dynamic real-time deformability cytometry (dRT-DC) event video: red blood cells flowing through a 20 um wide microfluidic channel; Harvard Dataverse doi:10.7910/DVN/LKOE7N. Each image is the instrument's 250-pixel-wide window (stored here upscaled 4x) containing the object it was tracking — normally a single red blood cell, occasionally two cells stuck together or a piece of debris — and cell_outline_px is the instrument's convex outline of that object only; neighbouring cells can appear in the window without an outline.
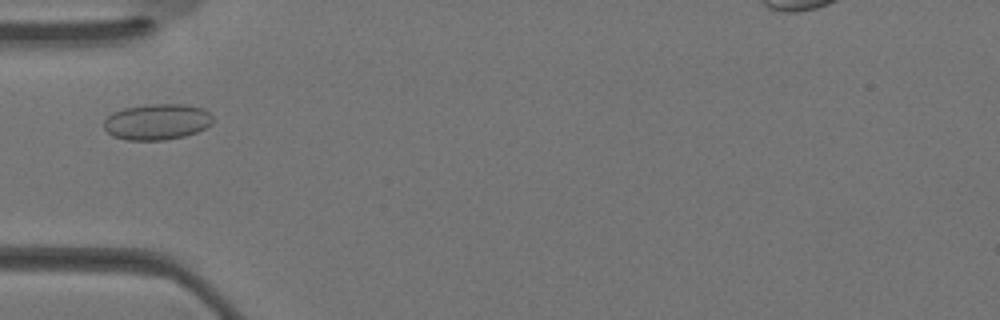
{"species": "Egyptian fruit bat (a non-hibernating species)", "species_latin": "Rousettus aegyptiacus", "temperature_condition": "warm", "stored_images_in_passage": 19, "camera_frame_rate_fps": 3000, "um_per_image_px": 0.085, "animal": {"sex": "female"}, "frame": {"image": 1, "passage_image": 8, "time_ms": 2.333, "image_size_px": [1000, 320], "cell_outline_px": [[212, 124], [196, 132], [184, 136], [164, 140], [128, 140], [112, 136], [104, 128], [104, 120], [112, 112], [124, 108], [152, 104], [184, 104], [204, 108], [212, 116]], "centroid_in_image_um": [13.34, 10.35], "position_along_channel_um": 71.7, "area_um2": 22.83}}
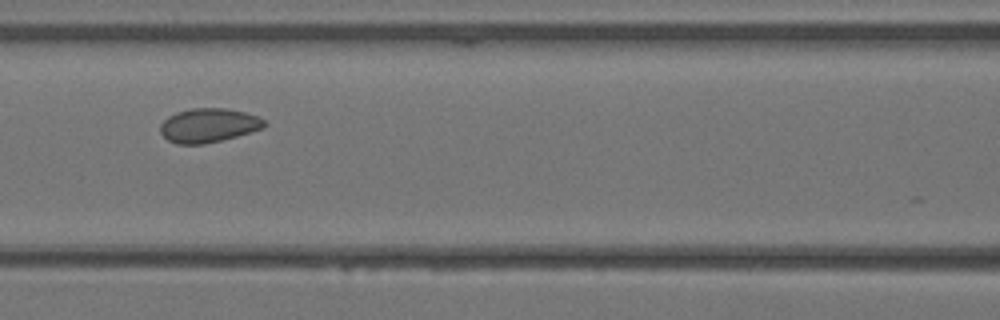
{"frame": {"image": 2, "passage_image": 12, "time_ms": 3.667, "image_size_px": [1000, 320], "cell_outline_px": [[264, 128], [236, 136], [204, 144], [176, 144], [168, 140], [160, 132], [160, 124], [168, 116], [176, 112], [192, 108], [228, 108], [244, 112], [256, 116], [264, 120]], "centroid_in_image_um": [17.69, 10.65], "position_along_channel_um": 148.9, "area_um2": 20.52}}
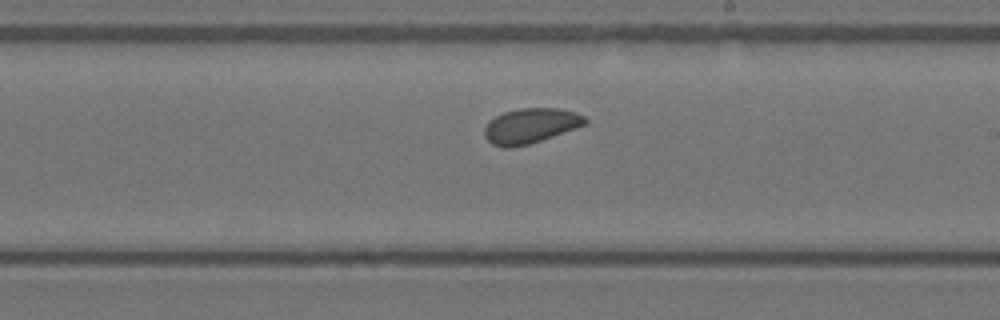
{"frame": {"image": 3, "passage_image": 17, "time_ms": 5.333, "image_size_px": [1000, 320], "cell_outline_px": [[588, 124], [528, 144], [508, 148], [504, 148], [492, 144], [484, 136], [484, 128], [496, 116], [504, 112], [520, 108], [556, 108], [576, 112], [584, 116], [588, 120]], "centroid_in_image_um": [45.11, 10.69], "position_along_channel_um": 243.9, "area_um2": 20.35}}